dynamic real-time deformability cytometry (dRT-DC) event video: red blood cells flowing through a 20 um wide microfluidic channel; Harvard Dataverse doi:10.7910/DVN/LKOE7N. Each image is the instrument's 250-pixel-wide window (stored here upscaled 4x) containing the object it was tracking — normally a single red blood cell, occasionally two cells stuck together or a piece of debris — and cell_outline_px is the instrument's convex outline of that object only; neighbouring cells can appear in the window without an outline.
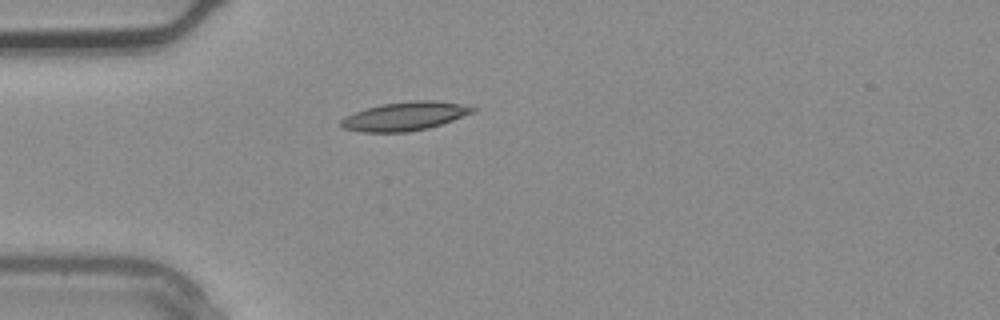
{"species": "common noctule bat (a hibernating species)", "species_latin": "Nyctalus noctula", "temperature_condition": "warm", "stored_images_in_passage": 1, "camera_frame_rate_fps": 3000, "um_per_image_px": 0.085, "animal": {"sex": "male", "body_mass_g": 20.4}, "frame": {"image": 1, "passage_image": 1, "time_ms": 0.0, "image_size_px": [1000, 320], "cell_outline_px": [[476, 112], [428, 128], [408, 132], [364, 132], [344, 128], [340, 124], [340, 120], [344, 116], [368, 108], [384, 104], [412, 100], [436, 100], [460, 104], [476, 108]], "centroid_in_image_um": [34.43, 9.88], "position_along_channel_um": 50.6, "area_um2": 21.79}}